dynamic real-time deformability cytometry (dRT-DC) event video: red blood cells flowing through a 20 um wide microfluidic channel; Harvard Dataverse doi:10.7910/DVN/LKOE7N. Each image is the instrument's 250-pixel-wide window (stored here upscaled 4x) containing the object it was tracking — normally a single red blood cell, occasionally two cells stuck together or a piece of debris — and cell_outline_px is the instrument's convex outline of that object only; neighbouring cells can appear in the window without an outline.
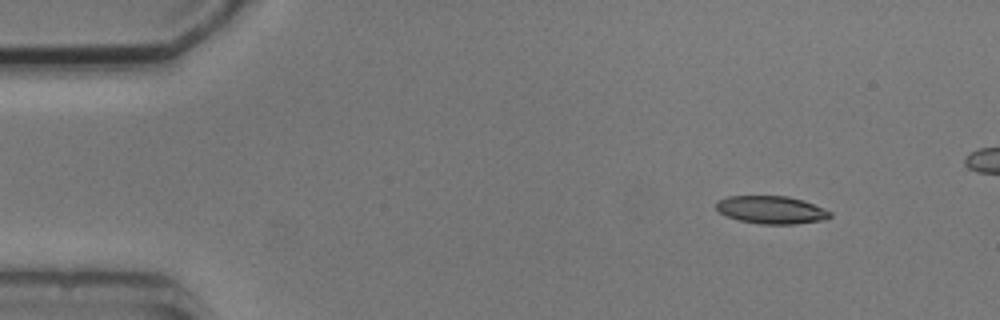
{"species": "common noctule bat (a hibernating species)", "species_latin": "Nyctalus noctula", "temperature_condition": "cold", "stored_images_in_passage": 2, "camera_frame_rate_fps": 3000, "um_per_image_px": 0.085, "animal": {"sex": "male", "body_mass_g": 20.5, "forearm_length_mm": 52.5}, "frame": {"image": 1, "passage_image": 2, "time_ms": 1.333, "image_size_px": [1000, 320], "cell_outline_px": [[832, 216], [828, 220], [796, 224], [760, 224], [740, 220], [724, 216], [716, 208], [716, 200], [728, 196], [788, 196], [804, 200], [832, 212]], "centroid_in_image_um": [65.58, 17.84], "position_along_channel_um": 19.4, "area_um2": 18.73}}